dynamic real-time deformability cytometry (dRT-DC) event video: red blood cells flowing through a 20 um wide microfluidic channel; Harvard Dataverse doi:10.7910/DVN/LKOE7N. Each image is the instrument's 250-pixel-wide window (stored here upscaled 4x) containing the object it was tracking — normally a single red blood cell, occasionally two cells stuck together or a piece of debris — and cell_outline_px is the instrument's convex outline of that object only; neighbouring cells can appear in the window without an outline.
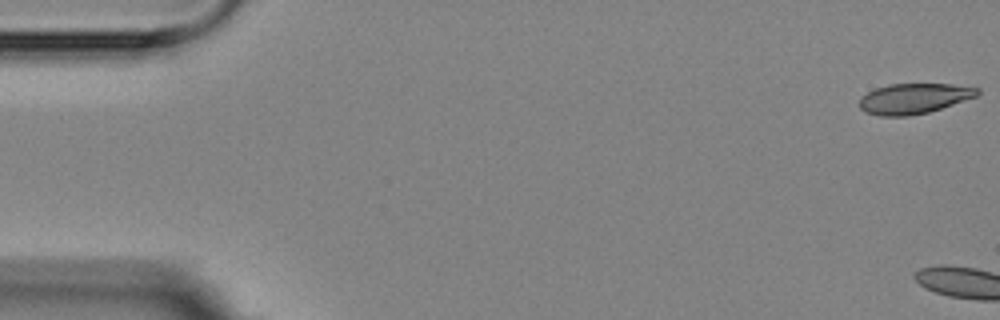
{"species": "Egyptian fruit bat (a non-hibernating species)", "species_latin": "Rousettus aegyptiacus", "temperature_condition": "room temperature", "stored_images_in_passage": 5, "camera_frame_rate_fps": 3000, "um_per_image_px": 0.085, "animal": {"sex": "female"}, "frame": {"image": 1, "passage_image": 1, "time_ms": 0.0, "image_size_px": [1000, 320], "cell_outline_px": [[980, 92], [976, 96], [928, 112], [908, 116], [880, 116], [864, 112], [860, 108], [860, 96], [876, 88], [888, 84], [952, 84], [980, 88]], "centroid_in_image_um": [77.65, 8.37], "position_along_channel_um": 7.4, "area_um2": 20.75}}